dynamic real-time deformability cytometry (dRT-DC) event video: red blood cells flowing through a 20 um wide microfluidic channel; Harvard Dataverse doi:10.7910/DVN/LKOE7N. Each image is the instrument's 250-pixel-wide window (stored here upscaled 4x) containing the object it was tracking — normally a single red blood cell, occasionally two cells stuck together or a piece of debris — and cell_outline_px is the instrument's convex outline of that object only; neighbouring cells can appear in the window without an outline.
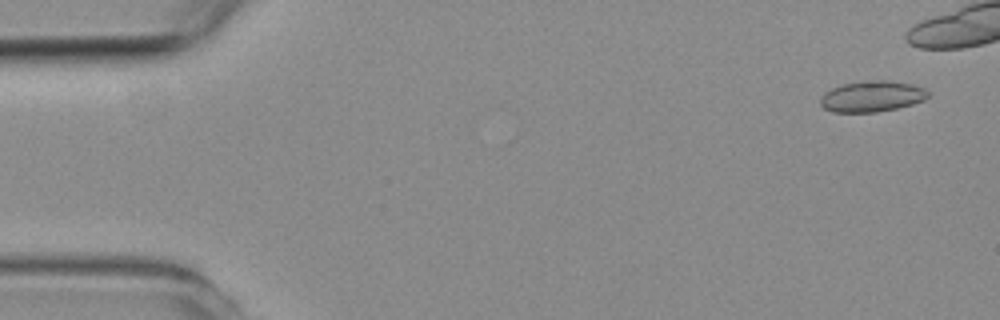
{"species": "common noctule bat (a hibernating species)", "species_latin": "Nyctalus noctula", "temperature_condition": "room temperature", "stored_images_in_passage": 4, "camera_frame_rate_fps": 3000, "um_per_image_px": 0.085, "animal": {"sex": "female", "body_mass_g": 19.3, "forearm_length_mm": 54.1}, "frame": {"image": 1, "passage_image": 1, "time_ms": 0.0, "image_size_px": [1000, 320], "cell_outline_px": [[928, 96], [924, 100], [912, 104], [896, 108], [876, 112], [832, 112], [824, 108], [820, 104], [820, 96], [824, 92], [832, 88], [844, 84], [876, 80], [888, 80], [912, 84], [924, 88], [928, 92]], "centroid_in_image_um": [74.1, 8.2], "position_along_channel_um": 10.9, "area_um2": 19.31}}